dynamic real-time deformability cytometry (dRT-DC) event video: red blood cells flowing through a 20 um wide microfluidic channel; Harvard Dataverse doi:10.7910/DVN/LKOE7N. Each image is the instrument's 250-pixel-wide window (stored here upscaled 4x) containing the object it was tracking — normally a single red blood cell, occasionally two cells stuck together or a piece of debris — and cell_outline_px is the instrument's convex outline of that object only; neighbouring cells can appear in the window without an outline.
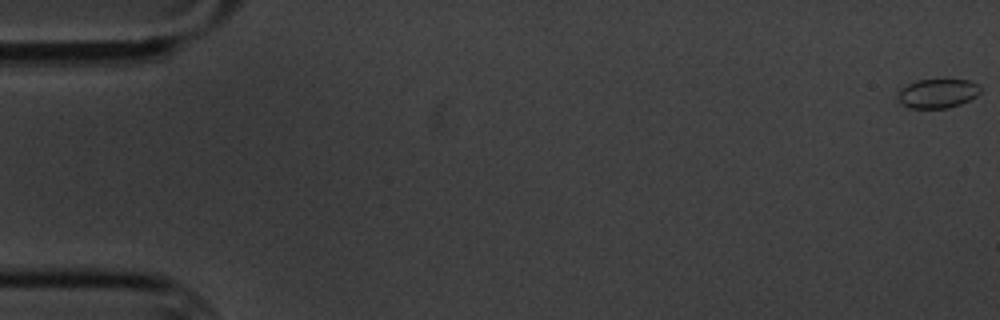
{"species": "common noctule bat (a hibernating species)", "species_latin": "Nyctalus noctula", "temperature_condition": "cold", "stored_images_in_passage": 6, "camera_frame_rate_fps": 3000, "um_per_image_px": 0.085, "animal": {"sex": "male", "body_mass_g": 20.1, "forearm_length_mm": 53.5}, "frame": {"image": 1, "passage_image": 1, "time_ms": 0.0, "image_size_px": [1000, 320], "cell_outline_px": [[980, 92], [976, 96], [960, 104], [948, 108], [908, 108], [900, 104], [896, 100], [896, 96], [900, 88], [916, 80], [968, 80], [976, 84], [980, 88]], "centroid_in_image_um": [79.61, 7.95], "position_along_channel_um": 5.4, "area_um2": 14.1}}